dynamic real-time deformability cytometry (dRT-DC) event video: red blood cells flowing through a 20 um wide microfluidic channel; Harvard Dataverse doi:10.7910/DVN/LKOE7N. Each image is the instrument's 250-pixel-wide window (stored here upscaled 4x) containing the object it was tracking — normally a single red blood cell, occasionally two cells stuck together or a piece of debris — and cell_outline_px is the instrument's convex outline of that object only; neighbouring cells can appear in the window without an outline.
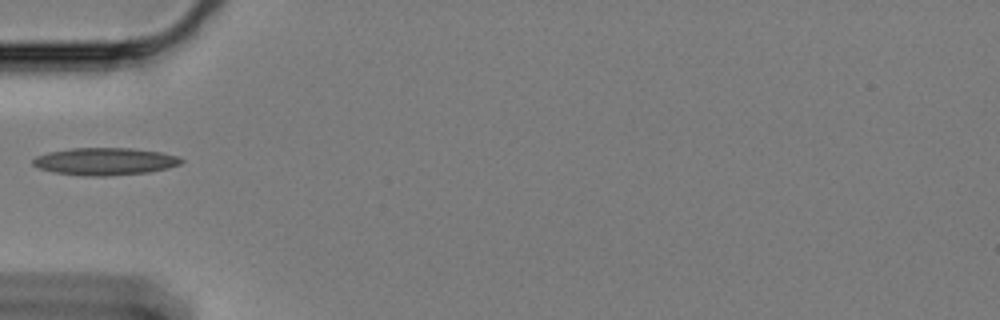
{"species": "Egyptian fruit bat (a non-hibernating species)", "species_latin": "Rousettus aegyptiacus", "temperature_condition": "cold", "stored_images_in_passage": 38, "camera_frame_rate_fps": 3000, "um_per_image_px": 0.085, "animal": {"sex": "female"}, "frame": {"image": 1, "passage_image": 1, "time_ms": 0.0, "image_size_px": [1000, 320], "cell_outline_px": [[184, 160], [180, 164], [168, 168], [148, 172], [104, 176], [96, 176], [56, 172], [40, 168], [32, 164], [32, 160], [36, 156], [48, 152], [72, 148], [132, 148], [160, 152], [176, 156]], "centroid_in_image_um": [8.93, 13.71], "position_along_channel_um": 76.1, "area_um2": 23.29}}
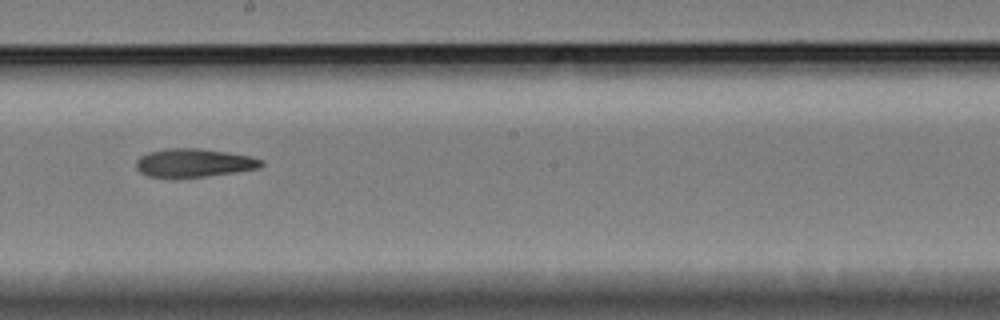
{"frame": {"image": 2, "passage_image": 15, "time_ms": 4.667, "image_size_px": [1000, 320], "cell_outline_px": [[264, 164], [260, 168], [236, 172], [176, 180], [148, 176], [140, 172], [136, 168], [136, 160], [140, 156], [148, 152], [168, 148], [196, 148], [228, 152], [252, 156], [264, 160]], "centroid_in_image_um": [16.47, 13.87], "position_along_channel_um": 231.7, "area_um2": 21.39}}
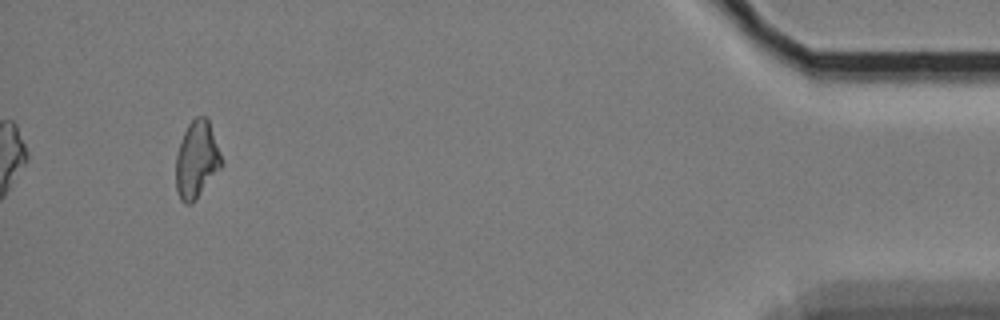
{"frame": {"image": 3, "passage_image": 38, "time_ms": 12.333, "image_size_px": [1000, 320], "cell_outline_px": [[224, 160], [220, 168], [196, 196], [188, 204], [184, 204], [180, 200], [176, 192], [176, 156], [180, 140], [188, 124], [196, 116], [204, 116], [208, 120]], "centroid_in_image_um": [16.7, 13.53], "position_along_channel_um": 418.5, "area_um2": 20.11}}